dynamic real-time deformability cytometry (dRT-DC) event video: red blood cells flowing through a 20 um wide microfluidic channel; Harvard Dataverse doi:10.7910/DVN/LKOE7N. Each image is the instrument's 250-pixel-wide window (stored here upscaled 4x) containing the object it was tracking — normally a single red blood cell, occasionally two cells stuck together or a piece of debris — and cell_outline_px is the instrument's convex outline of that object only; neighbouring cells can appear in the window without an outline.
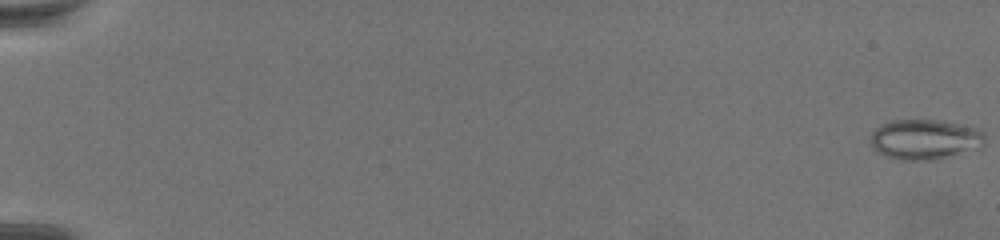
{"species": "common noctule bat (a hibernating species)", "species_latin": "Nyctalus noctula", "temperature_condition": "warm", "stored_images_in_passage": 72, "camera_frame_rate_fps": 3000, "um_per_image_px": 0.085, "animal": {"sex": "female", "body_mass_g": 19.5, "forearm_length_mm": 54.1}, "frame": {"image": 1, "passage_image": 1, "time_ms": 0.0, "image_size_px": [1000, 240], "cell_outline_px": [[984, 136], [980, 148], [932, 160], [900, 160], [876, 152], [872, 148], [872, 132], [884, 124], [896, 120], [932, 120], [952, 124], [980, 132]], "centroid_in_image_um": [78.53, 11.88], "position_along_channel_um": 6.5, "area_um2": 25.61}}
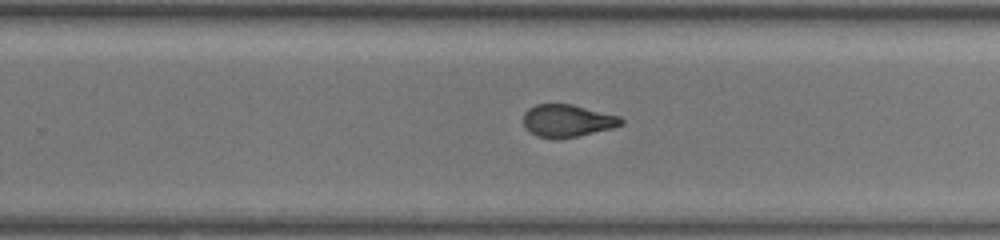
{"frame": {"image": 2, "passage_image": 49, "time_ms": 16.0, "image_size_px": [1000, 240], "cell_outline_px": [[624, 124], [612, 128], [560, 140], [552, 140], [536, 136], [524, 124], [524, 112], [528, 108], [536, 104], [572, 104], [620, 116], [624, 120]], "centroid_in_image_um": [48.23, 10.27], "position_along_channel_um": 281.6, "area_um2": 18.67}}
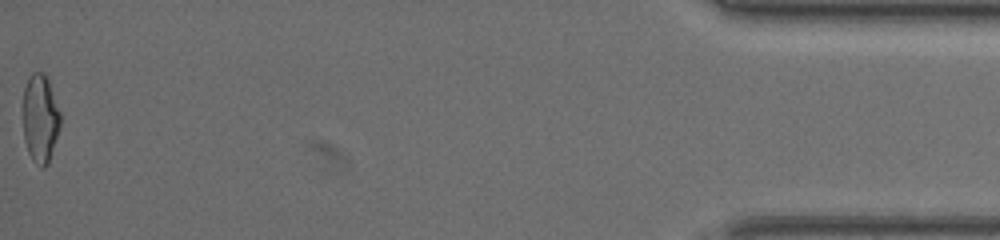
{"frame": {"image": 3, "passage_image": 72, "time_ms": 23.667, "image_size_px": [1000, 240], "cell_outline_px": [[60, 124], [48, 164], [44, 168], [40, 168], [32, 160], [28, 152], [24, 140], [24, 88], [32, 72], [44, 72], [48, 80], [60, 112]], "centroid_in_image_um": [3.42, 10.09], "position_along_channel_um": 431.8, "area_um2": 18.96}}